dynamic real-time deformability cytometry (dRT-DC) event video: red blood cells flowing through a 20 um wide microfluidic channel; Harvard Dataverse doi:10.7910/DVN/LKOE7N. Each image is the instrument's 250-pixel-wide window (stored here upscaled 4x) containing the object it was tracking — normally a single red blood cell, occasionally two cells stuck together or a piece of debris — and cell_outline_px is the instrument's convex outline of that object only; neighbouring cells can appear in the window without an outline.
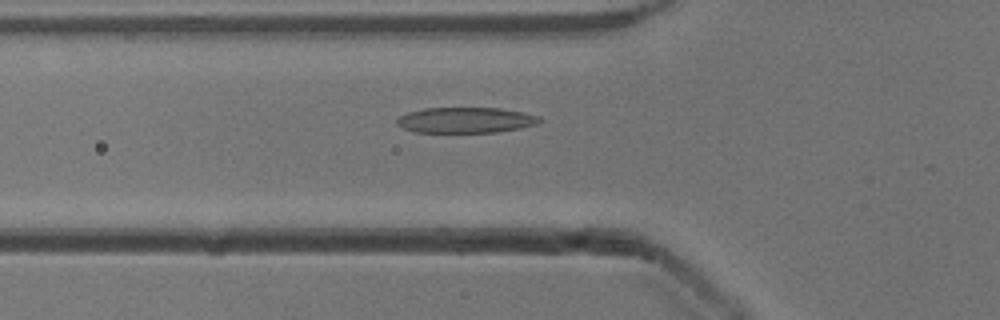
{"species": "common noctule bat (a hibernating species)", "species_latin": "Nyctalus noctula", "temperature_condition": "cold", "stored_images_in_passage": 52, "camera_frame_rate_fps": 3000, "um_per_image_px": 0.085, "animal": {"sex": "male", "body_mass_g": 13.3}, "frame": {"image": 1, "passage_image": 18, "time_ms": 5.667, "image_size_px": [1000, 320], "cell_outline_px": [[544, 120], [540, 124], [524, 128], [496, 132], [416, 132], [404, 128], [396, 124], [396, 120], [400, 116], [408, 112], [424, 108], [500, 108], [524, 112], [540, 116]], "centroid_in_image_um": [39.67, 10.21], "position_along_channel_um": 86.1, "area_um2": 21.56}}
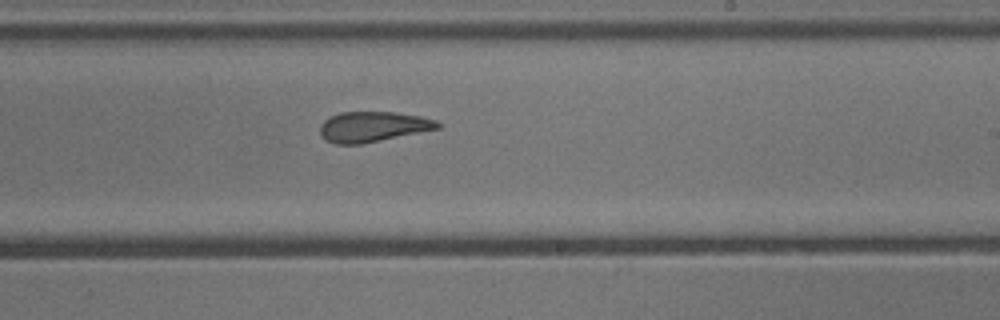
{"frame": {"image": 2, "passage_image": 31, "time_ms": 10.0, "image_size_px": [1000, 320], "cell_outline_px": [[440, 128], [360, 144], [336, 144], [328, 140], [320, 132], [320, 124], [328, 116], [340, 112], [396, 112], [420, 116], [436, 120], [440, 124]], "centroid_in_image_um": [31.68, 10.75], "position_along_channel_um": 257.3, "area_um2": 20.58}}
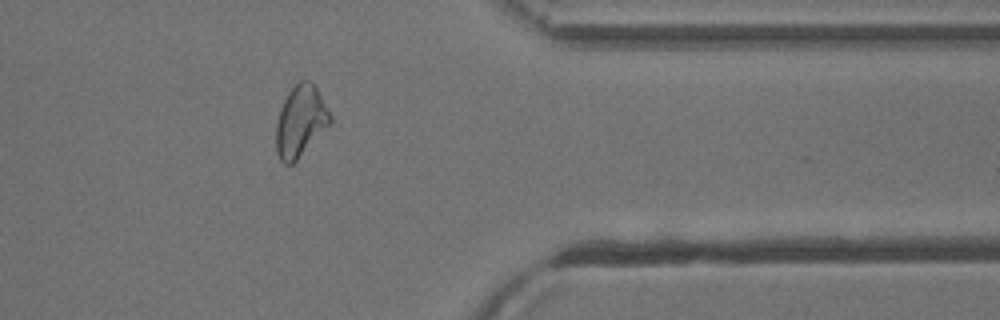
{"frame": {"image": 3, "passage_image": 42, "time_ms": 13.667, "image_size_px": [1000, 320], "cell_outline_px": [[332, 124], [292, 164], [284, 164], [280, 160], [276, 152], [276, 124], [280, 108], [288, 92], [300, 80], [308, 80], [316, 88], [332, 116]], "centroid_in_image_um": [25.55, 10.33], "position_along_channel_um": 385.9, "area_um2": 22.43}, "authors_computed_cell_mechanics": {"area_um2": 22.4842, "velocity_mm_per_s": 3.9269, "shape_relaxation_time_tau1_ms": null, "shape_relaxation_time_tau2_ms": 2.842, "deformation_change_tau1": null, "deformation_change_tau2": 0.1223}}